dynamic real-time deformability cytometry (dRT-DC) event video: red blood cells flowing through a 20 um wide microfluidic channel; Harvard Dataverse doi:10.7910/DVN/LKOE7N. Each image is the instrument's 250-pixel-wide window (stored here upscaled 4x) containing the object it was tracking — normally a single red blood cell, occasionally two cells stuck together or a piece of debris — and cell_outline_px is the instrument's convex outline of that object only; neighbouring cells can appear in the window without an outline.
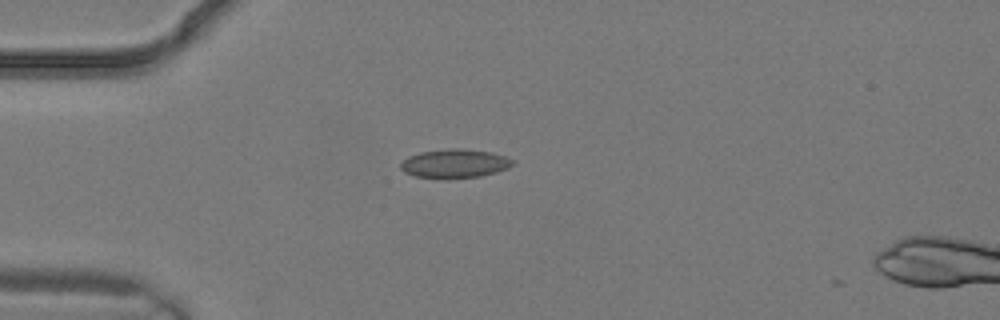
{"species": "common noctule bat (a hibernating species)", "species_latin": "Nyctalus noctula", "temperature_condition": "warm", "stored_images_in_passage": 4, "camera_frame_rate_fps": 3000, "um_per_image_px": 0.085, "animal": {"sex": "male", "body_mass_g": 19.2, "forearm_length_mm": 51.8}, "frame": {"image": 1, "passage_image": 3, "time_ms": 0.667, "image_size_px": [1000, 320], "cell_outline_px": [[516, 164], [508, 168], [496, 172], [480, 176], [416, 176], [404, 172], [400, 168], [400, 164], [408, 156], [420, 152], [448, 148], [464, 148], [492, 152], [516, 160]], "centroid_in_image_um": [38.71, 13.85], "position_along_channel_um": 46.3, "area_um2": 18.38}}